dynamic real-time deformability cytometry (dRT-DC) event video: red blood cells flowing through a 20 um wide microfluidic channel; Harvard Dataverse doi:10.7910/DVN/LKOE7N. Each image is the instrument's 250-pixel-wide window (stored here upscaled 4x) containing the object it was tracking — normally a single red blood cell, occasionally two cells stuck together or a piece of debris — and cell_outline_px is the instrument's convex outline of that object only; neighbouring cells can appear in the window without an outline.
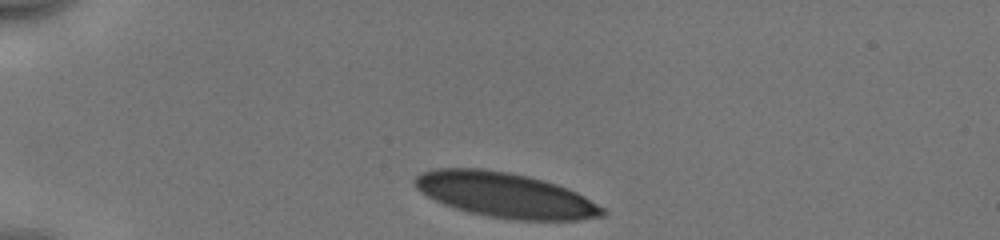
{"species": "human", "species_latin": "Homo sapiens", "temperature_condition": "cold", "stored_images_in_passage": 33, "camera_frame_rate_fps": 3000, "um_per_image_px": 0.085, "donor": {"sex": "male"}, "frame": {"image": 1, "passage_image": 1, "time_ms": 0.0, "image_size_px": [1000, 240], "cell_outline_px": [[608, 212], [604, 216], [580, 220], [516, 220], [488, 216], [468, 212], [444, 204], [420, 192], [412, 184], [412, 180], [420, 172], [436, 168], [480, 168], [508, 172], [528, 176], [544, 180], [568, 188], [584, 196], [604, 208]], "centroid_in_image_um": [42.94, 16.57], "position_along_channel_um": 42.1, "area_um2": 49.3}}
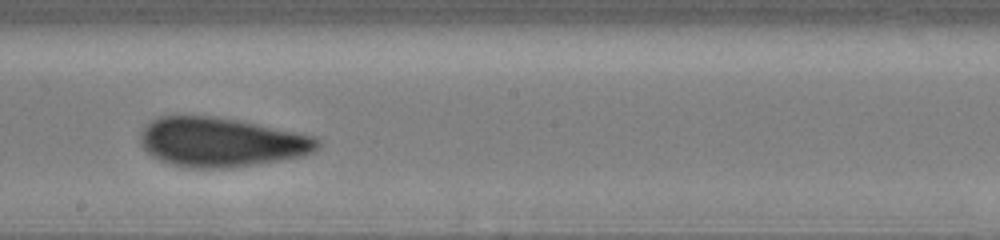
{"frame": {"image": 2, "passage_image": 19, "time_ms": 6.0, "image_size_px": [1000, 240], "cell_outline_px": [[320, 144], [316, 152], [304, 156], [256, 164], [228, 168], [188, 168], [172, 164], [160, 160], [152, 156], [140, 144], [140, 132], [144, 124], [160, 116], [216, 116], [240, 120], [316, 136], [320, 140]], "centroid_in_image_um": [18.81, 12.08], "position_along_channel_um": 229.4, "area_um2": 51.38}}
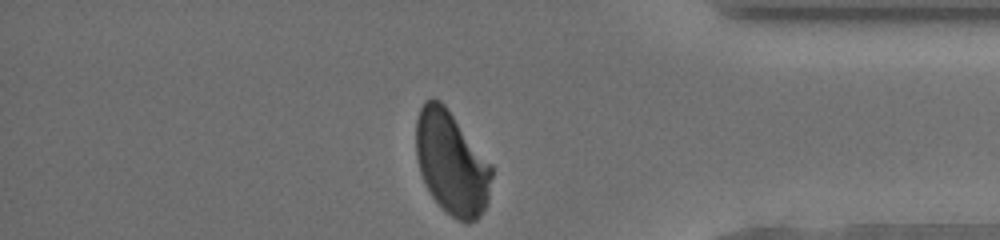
{"frame": {"image": 3, "passage_image": 33, "time_ms": 10.667, "image_size_px": [1000, 240], "cell_outline_px": [[492, 176], [488, 200], [480, 216], [476, 220], [468, 224], [452, 216], [432, 196], [420, 172], [416, 156], [416, 120], [420, 108], [424, 100], [432, 96], [440, 100], [444, 104], [492, 164]], "centroid_in_image_um": [38.38, 13.81], "position_along_channel_um": 396.8, "area_um2": 45.43}}